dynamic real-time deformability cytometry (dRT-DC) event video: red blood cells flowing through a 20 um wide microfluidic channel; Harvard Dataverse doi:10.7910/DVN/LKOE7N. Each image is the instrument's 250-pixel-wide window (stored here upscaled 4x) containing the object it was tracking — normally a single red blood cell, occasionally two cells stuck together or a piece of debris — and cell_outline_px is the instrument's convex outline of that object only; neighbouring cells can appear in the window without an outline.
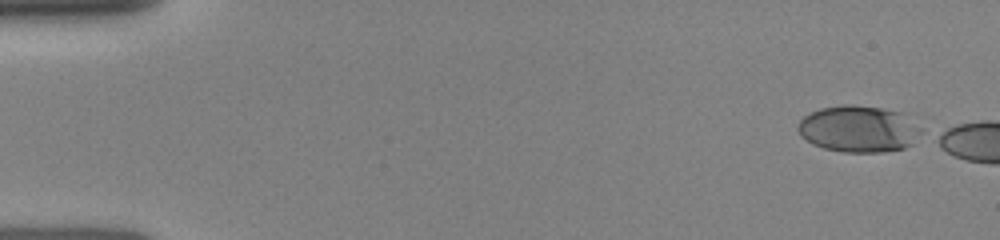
{"species": "human", "species_latin": "Homo sapiens", "temperature_condition": "room temperature", "stored_images_in_passage": 4, "camera_frame_rate_fps": 3000, "um_per_image_px": 0.085, "donor": {"sex": "female"}, "frame": {"image": 1, "passage_image": 1, "time_ms": 0.0, "image_size_px": [1000, 240], "cell_outline_px": [[924, 132], [912, 144], [904, 148], [884, 152], [844, 152], [824, 148], [812, 144], [800, 136], [796, 128], [800, 120], [804, 116], [820, 108], [844, 104], [852, 104], [880, 108], [900, 112], [924, 128]], "centroid_in_image_um": [73.0, 10.96], "position_along_channel_um": 12.0, "area_um2": 33.81}}